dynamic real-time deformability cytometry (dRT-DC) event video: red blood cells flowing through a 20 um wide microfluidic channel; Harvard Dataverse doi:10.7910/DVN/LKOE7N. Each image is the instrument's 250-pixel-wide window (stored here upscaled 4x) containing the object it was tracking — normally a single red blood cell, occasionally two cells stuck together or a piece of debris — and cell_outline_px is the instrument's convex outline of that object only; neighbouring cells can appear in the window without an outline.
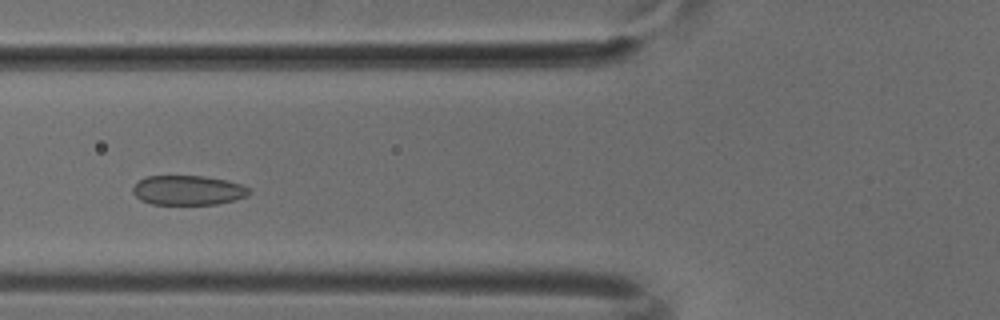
{"species": "common noctule bat (a hibernating species)", "species_latin": "Nyctalus noctula", "temperature_condition": "cold", "stored_images_in_passage": 47, "camera_frame_rate_fps": 3000, "um_per_image_px": 0.085, "animal": {"sex": "male", "body_mass_g": 18.8}, "frame": {"image": 1, "passage_image": 16, "time_ms": 5.0, "image_size_px": [1000, 320], "cell_outline_px": [[252, 192], [248, 196], [236, 200], [216, 204], [152, 204], [140, 200], [132, 192], [132, 188], [140, 180], [148, 176], [204, 176], [228, 180], [244, 184]], "centroid_in_image_um": [16.04, 16.17], "position_along_channel_um": 109.8, "area_um2": 20.23}}
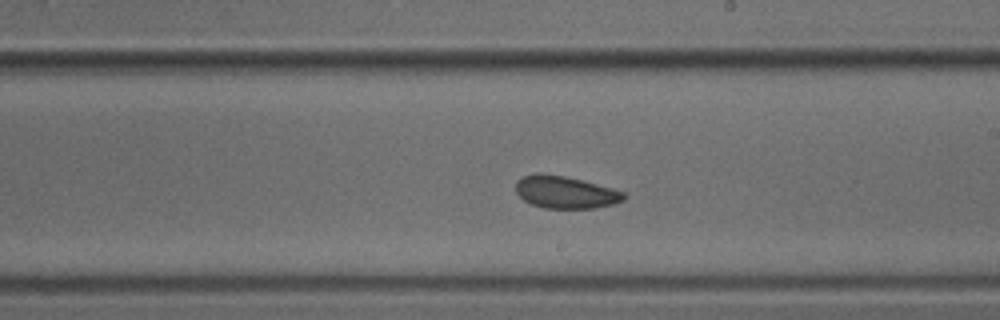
{"frame": {"image": 2, "passage_image": 26, "time_ms": 8.333, "image_size_px": [1000, 320], "cell_outline_px": [[628, 196], [624, 200], [612, 204], [596, 208], [544, 208], [532, 204], [524, 200], [516, 192], [516, 180], [524, 176], [536, 172], [540, 172], [564, 176], [612, 188], [624, 192]], "centroid_in_image_um": [48.05, 16.33], "position_along_channel_um": 241.0, "area_um2": 20.35}}
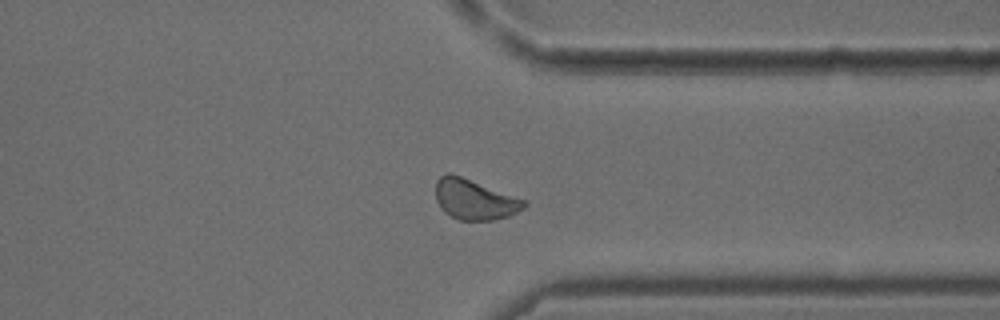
{"frame": {"image": 3, "passage_image": 36, "time_ms": 11.667, "image_size_px": [1000, 320], "cell_outline_px": [[528, 204], [524, 208], [508, 216], [492, 220], [460, 220], [444, 212], [440, 208], [436, 200], [436, 180], [440, 176], [448, 172], [460, 176], [528, 200]], "centroid_in_image_um": [40.35, 16.95], "position_along_channel_um": 371.1, "area_um2": 20.81}}